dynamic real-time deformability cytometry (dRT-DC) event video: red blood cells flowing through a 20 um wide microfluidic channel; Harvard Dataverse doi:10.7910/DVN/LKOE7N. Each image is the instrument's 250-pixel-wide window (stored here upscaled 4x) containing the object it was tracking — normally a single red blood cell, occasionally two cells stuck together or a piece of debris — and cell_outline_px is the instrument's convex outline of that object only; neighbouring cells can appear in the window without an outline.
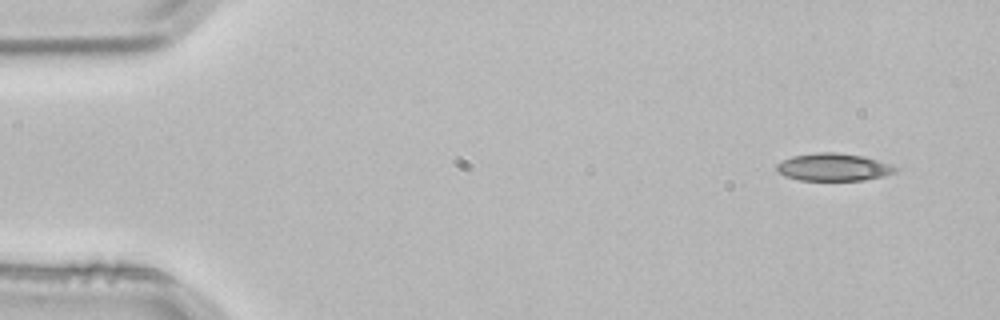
{"species": "common noctule bat (a hibernating species)", "species_latin": "Nyctalus noctula", "temperature_condition": "room temperature", "stored_images_in_passage": 2, "camera_frame_rate_fps": 3000, "um_per_image_px": 0.085, "animal": {"sex": "male", "body_mass_g": 21.5, "forearm_length_mm": 52.0}, "frame": {"image": 1, "passage_image": 1, "time_ms": 0.0, "image_size_px": [1000, 320], "cell_outline_px": [[900, 168], [896, 172], [884, 176], [864, 180], [800, 180], [784, 176], [776, 172], [776, 164], [792, 156], [816, 152], [836, 152], [864, 156]], "centroid_in_image_um": [70.83, 14.21], "position_along_channel_um": 14.2, "area_um2": 19.13}}